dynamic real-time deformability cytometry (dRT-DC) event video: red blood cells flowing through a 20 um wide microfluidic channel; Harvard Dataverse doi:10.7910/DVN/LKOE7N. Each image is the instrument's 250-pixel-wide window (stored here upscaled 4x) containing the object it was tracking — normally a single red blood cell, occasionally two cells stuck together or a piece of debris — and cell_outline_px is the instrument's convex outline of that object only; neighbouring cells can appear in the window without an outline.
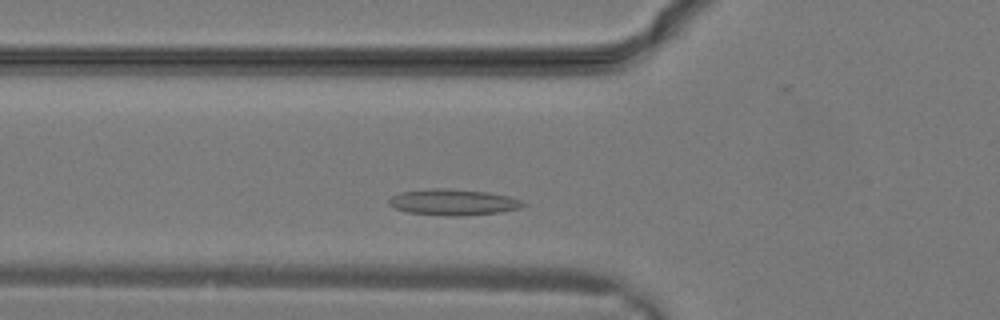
{"species": "common noctule bat (a hibernating species)", "species_latin": "Nyctalus noctula", "temperature_condition": "warm", "stored_images_in_passage": 22, "camera_frame_rate_fps": 3000, "um_per_image_px": 0.085, "animal": {"sex": "male", "body_mass_g": 19.2, "forearm_length_mm": 51.8}, "frame": {"image": 1, "passage_image": 2, "time_ms": 0.333, "image_size_px": [1000, 320], "cell_outline_px": [[524, 204], [520, 208], [500, 212], [456, 216], [452, 216], [408, 212], [396, 208], [388, 204], [388, 200], [392, 196], [400, 192], [428, 188], [448, 188], [488, 192], [508, 196], [520, 200]], "centroid_in_image_um": [38.49, 17.17], "position_along_channel_um": 87.3, "area_um2": 20.23}}
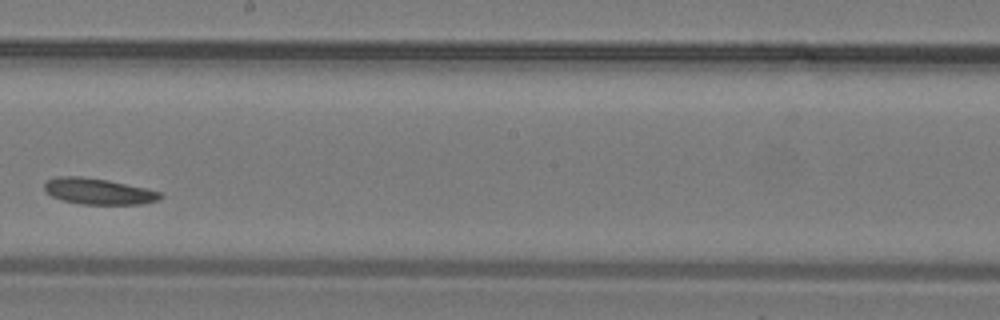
{"frame": {"image": 2, "passage_image": 9, "time_ms": 2.667, "image_size_px": [1000, 320], "cell_outline_px": [[164, 196], [160, 200], [144, 204], [80, 204], [64, 200], [52, 196], [44, 188], [44, 184], [48, 180], [56, 176], [80, 176], [108, 180], [144, 188], [160, 192]], "centroid_in_image_um": [8.39, 16.26], "position_along_channel_um": 239.8, "area_um2": 17.51}}
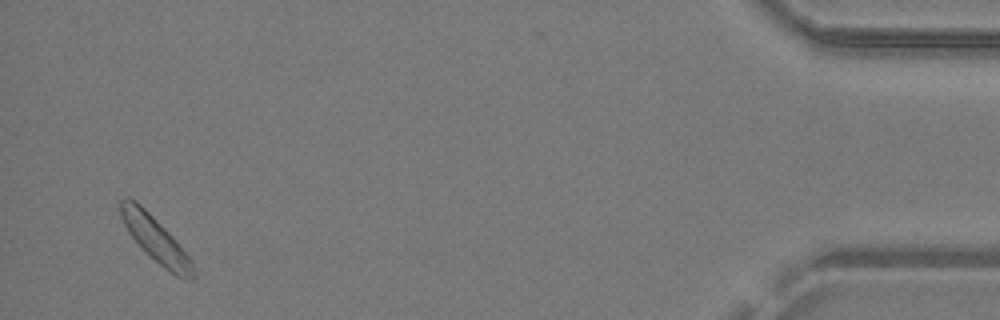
{"frame": {"image": 3, "passage_image": 21, "time_ms": 6.667, "image_size_px": [1000, 320], "cell_outline_px": [[196, 276], [192, 280], [184, 280], [176, 276], [164, 268], [128, 232], [120, 216], [120, 200], [136, 200], [172, 236], [192, 260], [196, 272]], "centroid_in_image_um": [13.29, 20.4], "position_along_channel_um": 421.9, "area_um2": 18.5}}